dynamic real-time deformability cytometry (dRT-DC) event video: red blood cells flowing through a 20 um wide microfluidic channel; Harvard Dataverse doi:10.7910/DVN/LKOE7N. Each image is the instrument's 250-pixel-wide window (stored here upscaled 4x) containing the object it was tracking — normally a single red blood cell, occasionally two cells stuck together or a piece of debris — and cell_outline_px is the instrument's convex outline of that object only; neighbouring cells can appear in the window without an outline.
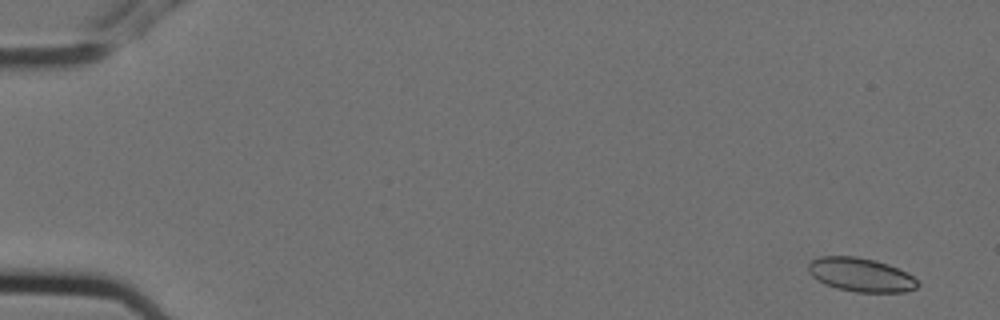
{"species": "Egyptian fruit bat (a non-hibernating species)", "species_latin": "Rousettus aegyptiacus", "temperature_condition": "cold", "stored_images_in_passage": 3, "camera_frame_rate_fps": 3000, "um_per_image_px": 0.085, "animal": {"sex": "female"}, "frame": {"image": 1, "passage_image": 1, "time_ms": 0.0, "image_size_px": [1000, 320], "cell_outline_px": [[920, 284], [916, 288], [904, 292], [856, 292], [836, 288], [824, 284], [816, 280], [808, 272], [808, 264], [812, 260], [820, 256], [856, 256], [876, 260], [888, 264], [912, 276]], "centroid_in_image_um": [73.13, 23.35], "position_along_channel_um": 11.9, "area_um2": 21.56}}